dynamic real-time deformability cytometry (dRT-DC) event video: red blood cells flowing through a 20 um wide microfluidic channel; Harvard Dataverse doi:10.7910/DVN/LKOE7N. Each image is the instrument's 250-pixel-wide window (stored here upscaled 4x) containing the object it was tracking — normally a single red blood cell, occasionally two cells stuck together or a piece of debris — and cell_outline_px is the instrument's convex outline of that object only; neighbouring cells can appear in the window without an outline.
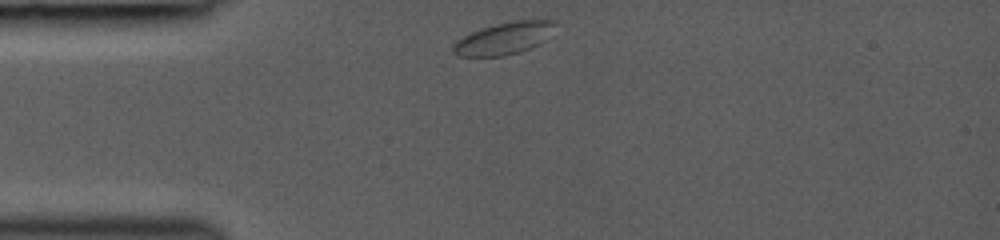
{"species": "common noctule bat (a hibernating species)", "species_latin": "Nyctalus noctula", "temperature_condition": "room temperature", "stored_images_in_passage": 6, "camera_frame_rate_fps": 3000, "um_per_image_px": 0.085, "animal": {"sex": "female", "body_mass_g": 19.0, "forearm_length_mm": 53.3}, "frame": {"image": 1, "passage_image": 1, "time_ms": 0.0, "image_size_px": [1000, 240], "cell_outline_px": [[556, 24], [544, 40], [540, 44], [532, 48], [520, 52], [504, 56], [456, 56], [452, 52], [452, 44], [456, 40], [480, 28], [496, 24], [516, 20], [556, 20]], "centroid_in_image_um": [42.81, 3.27], "position_along_channel_um": 42.2, "area_um2": 19.13}}
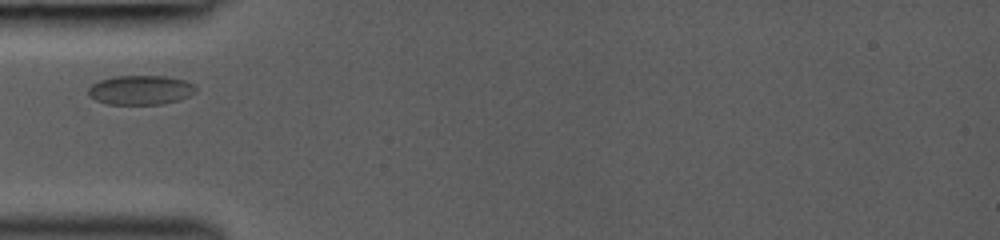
{"frame": {"image": 2, "passage_image": 3, "time_ms": 1.333, "image_size_px": [1000, 240], "cell_outline_px": [[196, 92], [180, 100], [164, 104], [108, 104], [96, 100], [88, 96], [88, 88], [92, 84], [100, 80], [112, 76], [164, 76], [184, 80], [196, 84]], "centroid_in_image_um": [11.96, 7.65], "position_along_channel_um": 73.0, "area_um2": 18.55}}
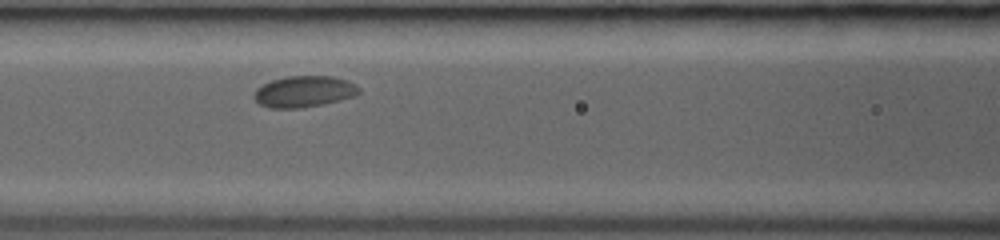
{"frame": {"image": 3, "passage_image": 6, "time_ms": 3.0, "image_size_px": [1000, 240], "cell_outline_px": [[360, 92], [356, 96], [324, 104], [300, 108], [268, 108], [260, 104], [252, 96], [256, 88], [272, 80], [288, 76], [332, 76], [348, 80], [356, 84], [360, 88]], "centroid_in_image_um": [25.87, 7.78], "position_along_channel_um": 140.7, "area_um2": 19.31}}